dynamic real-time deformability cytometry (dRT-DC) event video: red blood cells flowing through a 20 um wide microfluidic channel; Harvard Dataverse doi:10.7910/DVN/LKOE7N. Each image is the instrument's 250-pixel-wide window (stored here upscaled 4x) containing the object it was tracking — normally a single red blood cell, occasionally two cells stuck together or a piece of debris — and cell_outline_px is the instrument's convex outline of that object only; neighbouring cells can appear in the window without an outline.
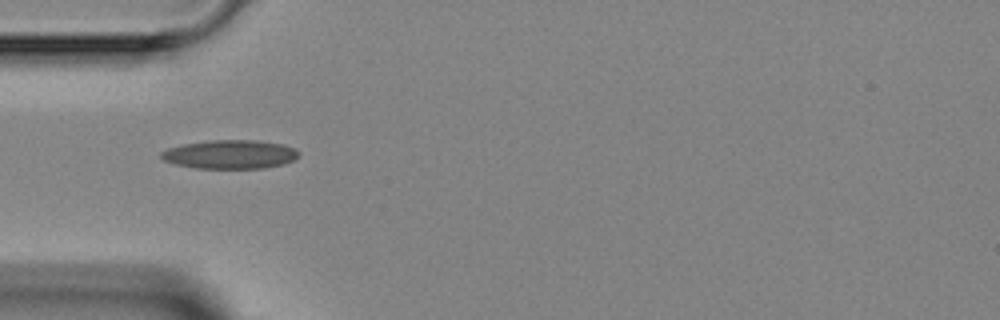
{"species": "Egyptian fruit bat (a non-hibernating species)", "species_latin": "Rousettus aegyptiacus", "temperature_condition": "room temperature", "stored_images_in_passage": 1, "camera_frame_rate_fps": 3000, "um_per_image_px": 0.085, "animal": {"sex": "female"}, "frame": {"image": 1, "passage_image": 1, "time_ms": 0.0, "image_size_px": [1000, 320], "cell_outline_px": [[300, 156], [284, 164], [264, 168], [196, 168], [176, 164], [164, 160], [160, 156], [160, 152], [168, 148], [184, 144], [208, 140], [256, 140], [284, 144], [296, 148], [300, 152]], "centroid_in_image_um": [19.6, 13.11], "position_along_channel_um": 65.4, "area_um2": 23.18}}